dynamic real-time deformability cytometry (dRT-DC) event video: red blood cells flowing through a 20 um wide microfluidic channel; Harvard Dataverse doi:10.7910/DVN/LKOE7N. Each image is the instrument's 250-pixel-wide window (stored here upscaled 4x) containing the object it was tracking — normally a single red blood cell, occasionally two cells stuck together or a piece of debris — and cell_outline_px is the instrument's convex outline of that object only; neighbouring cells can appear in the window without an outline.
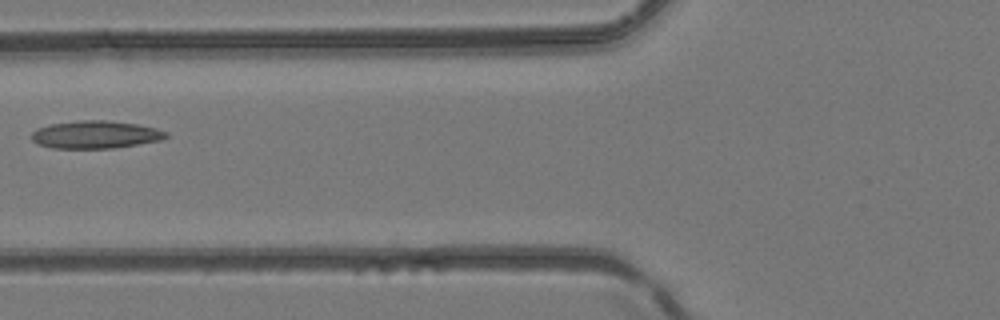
{"species": "common noctule bat (a hibernating species)", "species_latin": "Nyctalus noctula", "temperature_condition": "room temperature", "stored_images_in_passage": 5, "camera_frame_rate_fps": 3000, "um_per_image_px": 0.085, "animal": {"sex": "female", "body_mass_g": 24.6, "forearm_length_mm": 56.2}, "frame": {"image": 1, "passage_image": 5, "time_ms": 1.333, "image_size_px": [1000, 320], "cell_outline_px": [[168, 136], [160, 140], [112, 148], [52, 148], [36, 144], [32, 140], [32, 132], [36, 128], [52, 124], [84, 120], [108, 120], [136, 124], [156, 128], [168, 132]], "centroid_in_image_um": [8.09, 11.44], "position_along_channel_um": 117.7, "area_um2": 21.56}}